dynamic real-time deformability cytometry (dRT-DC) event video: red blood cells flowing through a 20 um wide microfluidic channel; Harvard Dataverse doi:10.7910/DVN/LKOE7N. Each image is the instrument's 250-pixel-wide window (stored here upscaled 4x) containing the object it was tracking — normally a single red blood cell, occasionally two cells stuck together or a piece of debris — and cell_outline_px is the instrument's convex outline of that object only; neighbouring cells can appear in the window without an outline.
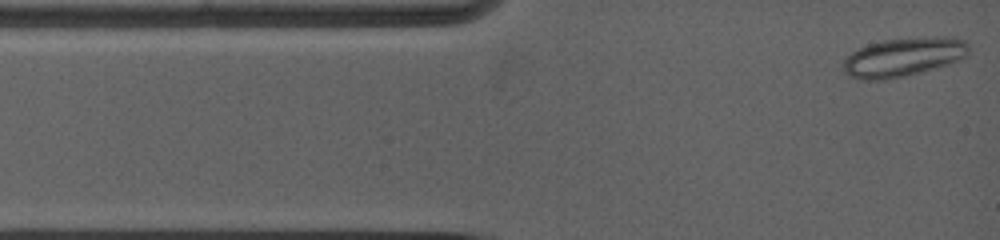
{"species": "common noctule bat (a hibernating species)", "species_latin": "Nyctalus noctula", "temperature_condition": "warm", "stored_images_in_passage": 33, "camera_frame_rate_fps": 5000, "um_per_image_px": 0.085, "animal": {"sex": "female", "body_mass_g": 19.0, "forearm_length_mm": 53.3}, "frame": {"image": 1, "passage_image": 1, "time_ms": 0.0, "image_size_px": [1000, 240], "cell_outline_px": [[968, 52], [960, 60], [936, 68], [904, 76], [884, 80], [860, 80], [848, 76], [844, 72], [844, 60], [852, 52], [868, 44], [884, 40], [924, 36], [952, 36], [964, 40], [968, 44]], "centroid_in_image_um": [76.8, 4.84], "position_along_channel_um": 8.2, "area_um2": 28.61}}
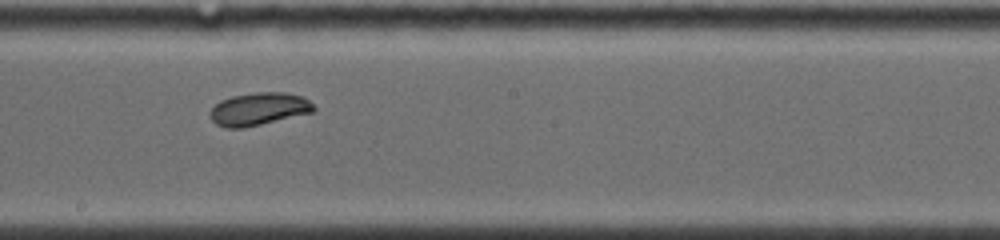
{"frame": {"image": 2, "passage_image": 16, "time_ms": 6.8, "image_size_px": [1000, 240], "cell_outline_px": [[316, 108], [312, 112], [240, 128], [228, 128], [216, 124], [212, 120], [212, 108], [220, 100], [232, 96], [256, 92], [284, 92], [304, 96]], "centroid_in_image_um": [22.01, 9.24], "position_along_channel_um": 226.2, "area_um2": 19.31}}
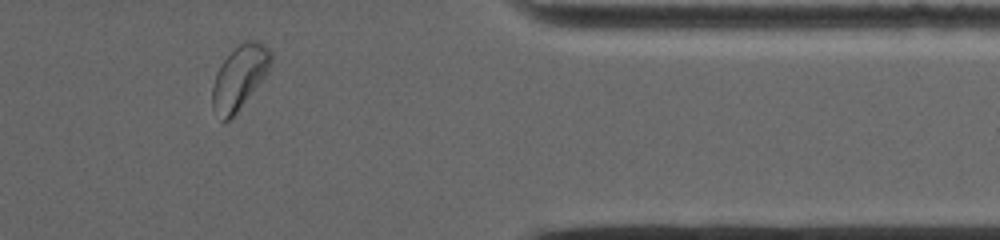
{"frame": {"image": 3, "passage_image": 30, "time_ms": 11.6, "image_size_px": [1000, 240], "cell_outline_px": [[272, 60], [264, 76], [236, 112], [228, 120], [220, 120], [212, 108], [212, 88], [216, 76], [224, 60], [244, 40], [256, 40], [264, 44], [272, 52]], "centroid_in_image_um": [20.35, 6.56], "position_along_channel_um": 391.0, "area_um2": 20.98}, "authors_computed_cell_mechanics": {"area_um2": 19.1896, "velocity_mm_per_s": 3.8694, "shape_relaxation_time_tau1_ms": null, "shape_relaxation_time_tau2_ms": 2.662, "deformation_change_tau1": null, "deformation_change_tau2": 0.0536}}